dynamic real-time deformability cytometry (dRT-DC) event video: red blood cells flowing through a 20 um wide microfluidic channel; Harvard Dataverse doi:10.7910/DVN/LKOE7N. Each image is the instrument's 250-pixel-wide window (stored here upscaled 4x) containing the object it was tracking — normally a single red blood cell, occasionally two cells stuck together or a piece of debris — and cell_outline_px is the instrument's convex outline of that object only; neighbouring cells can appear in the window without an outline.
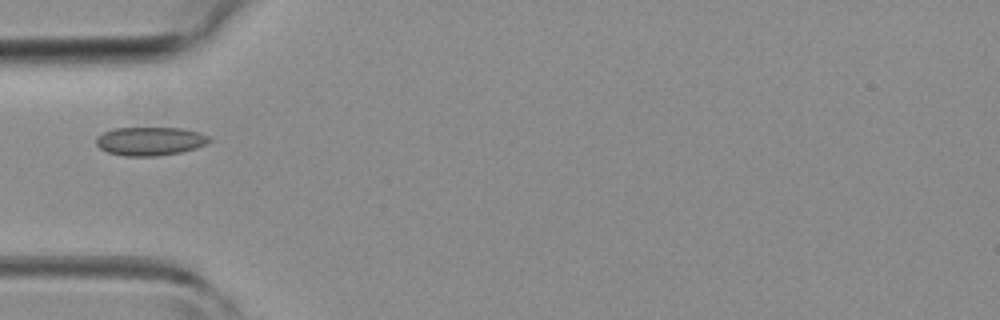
{"species": "common noctule bat (a hibernating species)", "species_latin": "Nyctalus noctula", "temperature_condition": "room temperature", "stored_images_in_passage": 1, "camera_frame_rate_fps": 3000, "um_per_image_px": 0.085, "animal": {"sex": "female", "body_mass_g": 19.3, "forearm_length_mm": 54.1}, "frame": {"image": 1, "passage_image": 1, "time_ms": 0.0, "image_size_px": [1000, 320], "cell_outline_px": [[212, 140], [196, 148], [180, 152], [156, 156], [124, 156], [108, 152], [100, 148], [96, 144], [96, 140], [104, 132], [112, 128], [180, 128], [196, 132], [208, 136]], "centroid_in_image_um": [12.74, 12.0], "position_along_channel_um": 72.3, "area_um2": 18.55}}